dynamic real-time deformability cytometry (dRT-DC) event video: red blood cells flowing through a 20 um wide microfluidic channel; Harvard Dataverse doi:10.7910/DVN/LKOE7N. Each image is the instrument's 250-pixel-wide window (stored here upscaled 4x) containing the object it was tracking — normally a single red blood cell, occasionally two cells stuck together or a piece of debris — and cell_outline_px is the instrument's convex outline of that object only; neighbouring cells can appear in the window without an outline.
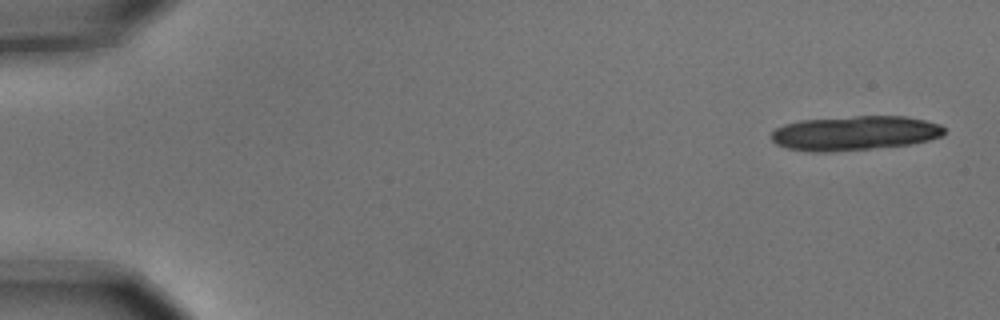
{"species": "common noctule bat (a hibernating species)", "species_latin": "Nyctalus noctula", "temperature_condition": "cold", "stored_images_in_passage": 10, "camera_frame_rate_fps": 3000, "um_per_image_px": 0.085, "animal": {"sex": "male", "body_mass_g": 15.6}, "frame": {"image": 1, "passage_image": 1, "time_ms": 0.0, "image_size_px": [1000, 320], "cell_outline_px": [[944, 136], [912, 144], [828, 152], [808, 152], [788, 148], [776, 144], [772, 140], [772, 132], [776, 128], [784, 124], [800, 120], [856, 116], [904, 116], [924, 120], [940, 124], [944, 128]], "centroid_in_image_um": [72.65, 11.31], "position_along_channel_um": 12.4, "area_um2": 34.68}}
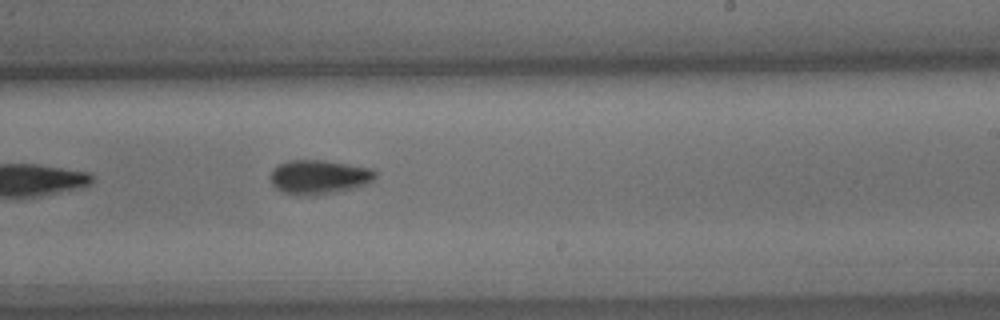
{"frame": {"image": 2, "passage_image": 10, "time_ms": 3.0, "image_size_px": [1000, 320], "cell_outline_px": [[376, 176], [368, 184], [356, 188], [336, 192], [312, 196], [304, 196], [284, 192], [276, 188], [272, 184], [268, 176], [272, 168], [276, 164], [288, 160], [324, 160], [372, 168], [376, 172]], "centroid_in_image_um": [27.08, 15.04], "position_along_channel_um": 261.9, "area_um2": 21.33}}